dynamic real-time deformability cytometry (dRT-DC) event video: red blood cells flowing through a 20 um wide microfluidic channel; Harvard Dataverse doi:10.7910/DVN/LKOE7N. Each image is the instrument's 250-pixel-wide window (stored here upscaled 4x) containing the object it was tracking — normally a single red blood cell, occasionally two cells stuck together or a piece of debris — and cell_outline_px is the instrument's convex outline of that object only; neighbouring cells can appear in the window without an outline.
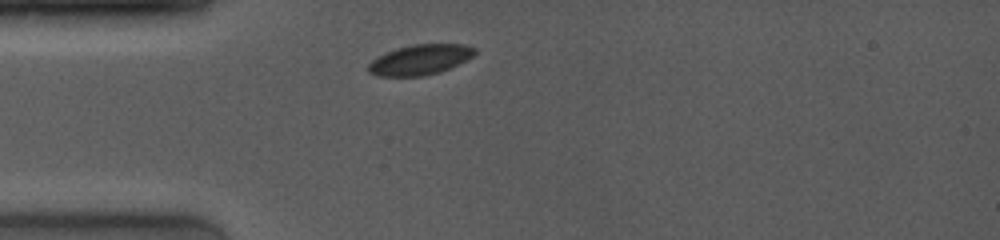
{"species": "common noctule bat (a hibernating species)", "species_latin": "Nyctalus noctula", "temperature_condition": "room temperature", "stored_images_in_passage": 17, "camera_frame_rate_fps": 4000, "um_per_image_px": 0.085, "animal": {"sex": "female", "body_mass_g": 19.0, "forearm_length_mm": 53.3}, "frame": {"image": 1, "passage_image": 1, "time_ms": 0.0, "image_size_px": [1000, 240], "cell_outline_px": [[476, 52], [472, 56], [440, 72], [424, 76], [376, 76], [368, 72], [368, 64], [372, 60], [396, 48], [412, 44], [464, 44], [476, 48]], "centroid_in_image_um": [35.68, 5.07], "position_along_channel_um": 49.3, "area_um2": 18.55}}
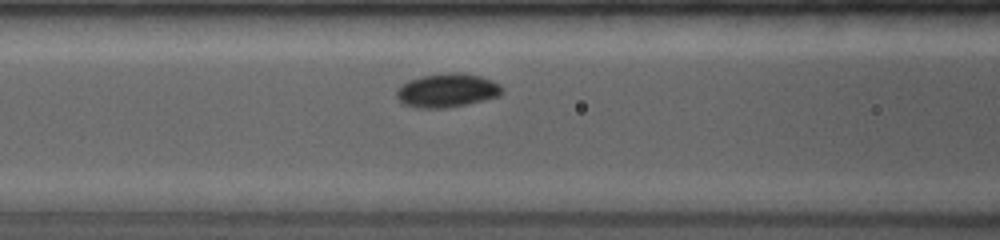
{"frame": {"image": 2, "passage_image": 10, "time_ms": 2.25, "image_size_px": [1000, 240], "cell_outline_px": [[504, 92], [500, 96], [484, 100], [448, 108], [416, 108], [404, 104], [396, 96], [396, 92], [408, 80], [420, 76], [448, 72], [460, 72], [480, 76], [492, 80], [500, 84], [504, 88]], "centroid_in_image_um": [38.05, 7.68], "position_along_channel_um": 128.6, "area_um2": 20.92}}
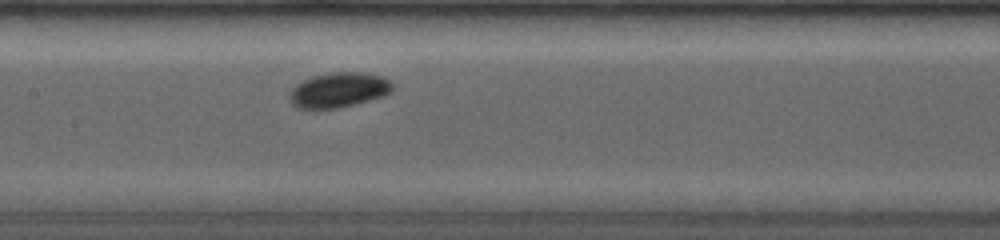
{"frame": {"image": 3, "passage_image": 16, "time_ms": 3.5, "image_size_px": [1000, 240], "cell_outline_px": [[396, 84], [392, 92], [384, 96], [340, 108], [296, 108], [292, 104], [288, 96], [288, 92], [296, 84], [312, 76], [332, 72], [364, 72], [384, 76]], "centroid_in_image_um": [28.83, 7.64], "position_along_channel_um": 178.6, "area_um2": 21.39}}